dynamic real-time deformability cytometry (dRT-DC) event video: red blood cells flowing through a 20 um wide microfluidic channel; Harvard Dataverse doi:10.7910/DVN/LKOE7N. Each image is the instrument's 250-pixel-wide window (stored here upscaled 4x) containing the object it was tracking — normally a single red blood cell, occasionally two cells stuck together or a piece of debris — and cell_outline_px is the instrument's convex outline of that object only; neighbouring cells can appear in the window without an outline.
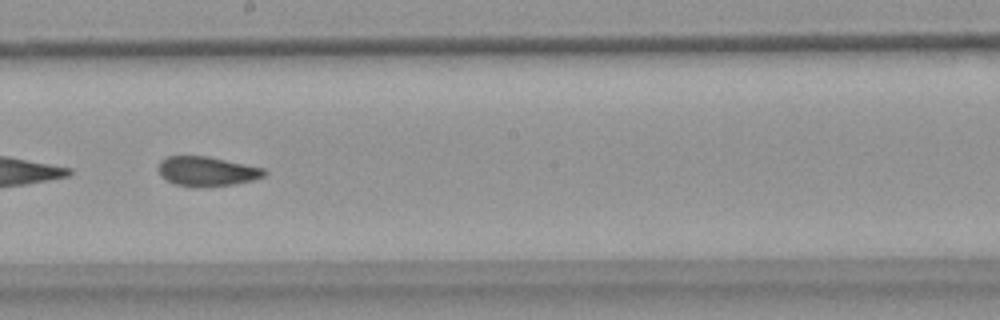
{"species": "common noctule bat (a hibernating species)", "species_latin": "Nyctalus noctula", "temperature_condition": "warm", "stored_images_in_passage": 54, "segment_of_instrument_passage": [2, 2], "camera_frame_rate_fps": 3000, "um_per_image_px": 0.085, "animal": {"sex": "female", "body_mass_g": 18.4}, "frame": {"image": 1, "passage_image": 30, "time_ms": 9.667, "image_size_px": [1000, 320], "cell_outline_px": [[268, 172], [264, 176], [252, 180], [232, 184], [176, 184], [160, 176], [156, 168], [160, 160], [168, 156], [208, 156], [264, 168]], "centroid_in_image_um": [17.57, 14.5], "position_along_channel_um": 230.6, "area_um2": 17.57}}
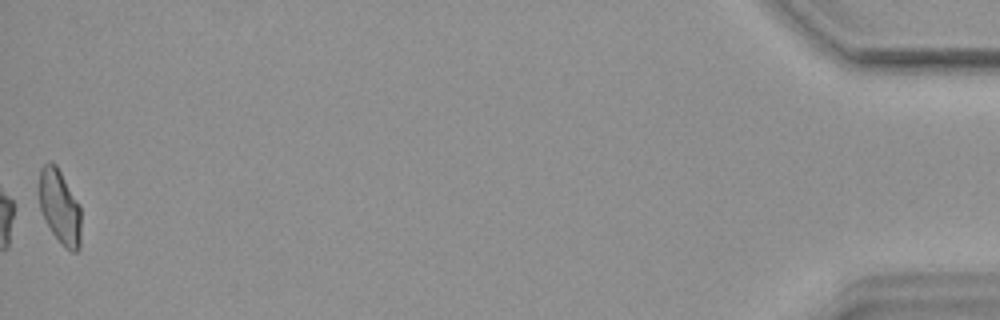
{"frame": {"image": 2, "passage_image": 54, "time_ms": 17.667, "image_size_px": [1000, 320], "cell_outline_px": [[80, 248], [76, 252], [72, 252], [52, 232], [40, 208], [40, 168], [44, 164], [56, 164], [80, 204]], "centroid_in_image_um": [5.11, 17.57], "position_along_channel_um": 430.1, "area_um2": 17.63}}